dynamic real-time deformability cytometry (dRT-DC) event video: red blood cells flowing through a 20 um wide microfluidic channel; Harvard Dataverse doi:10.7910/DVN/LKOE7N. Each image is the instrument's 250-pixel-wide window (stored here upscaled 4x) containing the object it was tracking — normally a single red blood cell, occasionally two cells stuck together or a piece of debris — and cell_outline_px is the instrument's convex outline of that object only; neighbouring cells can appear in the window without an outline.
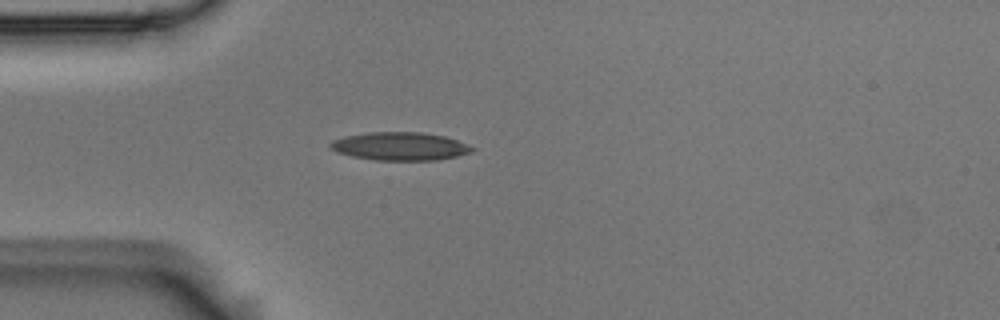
{"species": "Egyptian fruit bat (a non-hibernating species)", "species_latin": "Rousettus aegyptiacus", "temperature_condition": "room temperature", "stored_images_in_passage": 1, "camera_frame_rate_fps": 3000, "um_per_image_px": 0.085, "animal": {"sex": "male"}, "frame": {"image": 1, "passage_image": 1, "time_ms": 0.0, "image_size_px": [1000, 320], "cell_outline_px": [[476, 148], [472, 152], [456, 156], [436, 160], [376, 160], [352, 156], [336, 152], [328, 148], [328, 144], [332, 140], [344, 136], [368, 132], [420, 132], [444, 136], [468, 144]], "centroid_in_image_um": [33.96, 12.43], "position_along_channel_um": 51.0, "area_um2": 23.35}}